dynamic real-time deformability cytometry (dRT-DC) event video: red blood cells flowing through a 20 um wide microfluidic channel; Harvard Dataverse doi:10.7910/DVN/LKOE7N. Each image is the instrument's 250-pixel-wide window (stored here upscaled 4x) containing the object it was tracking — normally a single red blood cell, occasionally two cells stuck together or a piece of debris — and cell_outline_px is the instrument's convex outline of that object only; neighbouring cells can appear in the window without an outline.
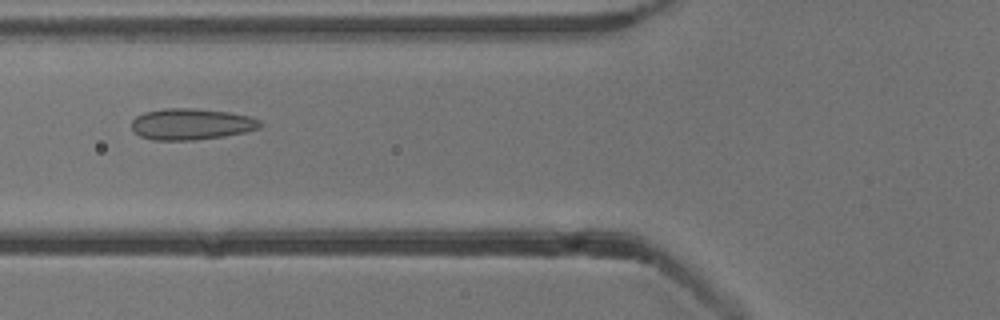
{"species": "common noctule bat (a hibernating species)", "species_latin": "Nyctalus noctula", "temperature_condition": "cold", "stored_images_in_passage": 53, "camera_frame_rate_fps": 3000, "um_per_image_px": 0.085, "animal": {"sex": "male", "body_mass_g": 13.3}, "frame": {"image": 1, "passage_image": 20, "time_ms": 6.333, "image_size_px": [1000, 320], "cell_outline_px": [[260, 128], [244, 132], [224, 136], [192, 140], [152, 140], [140, 136], [132, 128], [132, 120], [136, 116], [144, 112], [164, 108], [196, 108], [228, 112], [248, 116], [260, 120]], "centroid_in_image_um": [16.23, 10.54], "position_along_channel_um": 109.6, "area_um2": 23.35}}
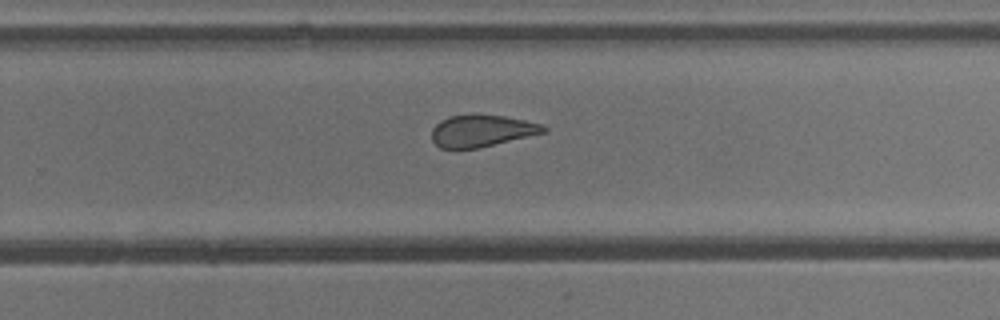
{"frame": {"image": 2, "passage_image": 34, "time_ms": 11.0, "image_size_px": [1000, 320], "cell_outline_px": [[548, 132], [476, 148], [440, 148], [432, 140], [432, 128], [440, 120], [448, 116], [504, 116], [544, 124], [548, 128]], "centroid_in_image_um": [40.98, 11.13], "position_along_channel_um": 288.8, "area_um2": 20.4}}
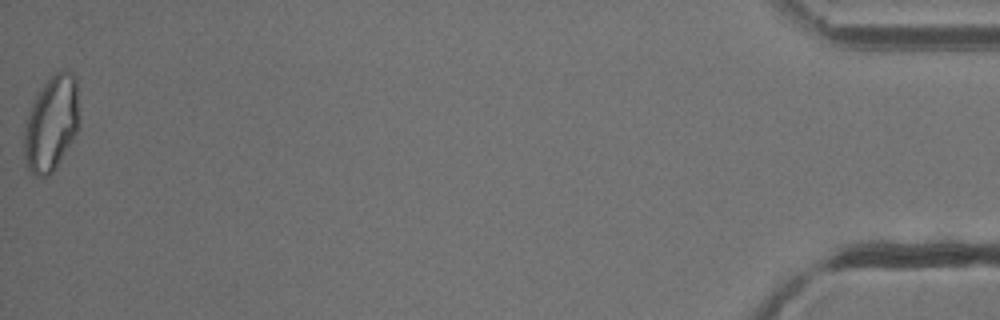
{"frame": {"image": 3, "passage_image": 53, "time_ms": 17.333, "image_size_px": [1000, 320], "cell_outline_px": [[76, 132], [56, 168], [48, 176], [36, 176], [24, 164], [24, 132], [28, 112], [36, 92], [60, 68], [68, 68], [72, 72], [76, 80]], "centroid_in_image_um": [4.31, 10.48], "position_along_channel_um": 430.9, "area_um2": 30.17}, "authors_computed_cell_mechanics": {"area_um2": 24.276, "velocity_mm_per_s": 3.8388, "shape_relaxation_time_tau1_ms": null, "shape_relaxation_time_tau2_ms": 1.596, "deformation_change_tau1": null, "deformation_change_tau2": 0.0814}}